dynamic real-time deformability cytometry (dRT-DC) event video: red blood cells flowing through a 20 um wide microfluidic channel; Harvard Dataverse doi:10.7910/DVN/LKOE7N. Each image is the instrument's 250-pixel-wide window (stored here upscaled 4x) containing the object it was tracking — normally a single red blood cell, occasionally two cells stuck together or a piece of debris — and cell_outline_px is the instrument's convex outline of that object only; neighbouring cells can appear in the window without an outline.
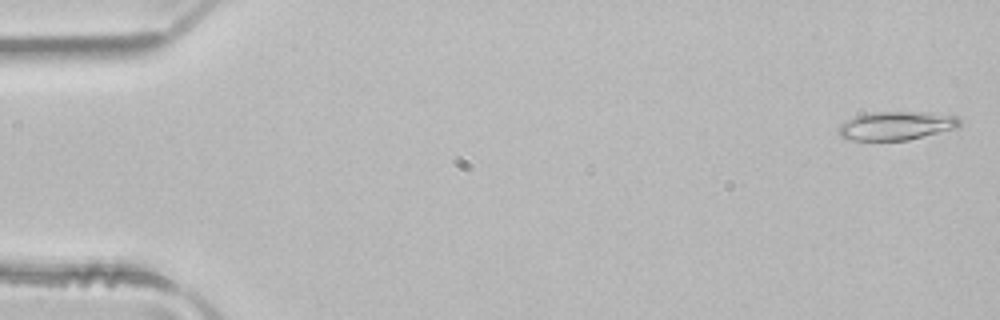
{"species": "common noctule bat (a hibernating species)", "species_latin": "Nyctalus noctula", "temperature_condition": "room temperature", "stored_images_in_passage": 5, "camera_frame_rate_fps": 3000, "um_per_image_px": 0.085, "animal": {"sex": "male", "body_mass_g": 21.5, "forearm_length_mm": 52.0}, "frame": {"image": 1, "passage_image": 1, "time_ms": 0.0, "image_size_px": [1000, 320], "cell_outline_px": [[960, 124], [956, 128], [908, 140], [852, 140], [840, 136], [836, 132], [836, 128], [840, 124], [856, 116], [868, 112], [928, 112], [956, 116], [960, 120]], "centroid_in_image_um": [76.15, 10.68], "position_along_channel_um": 8.9, "area_um2": 20.17}}